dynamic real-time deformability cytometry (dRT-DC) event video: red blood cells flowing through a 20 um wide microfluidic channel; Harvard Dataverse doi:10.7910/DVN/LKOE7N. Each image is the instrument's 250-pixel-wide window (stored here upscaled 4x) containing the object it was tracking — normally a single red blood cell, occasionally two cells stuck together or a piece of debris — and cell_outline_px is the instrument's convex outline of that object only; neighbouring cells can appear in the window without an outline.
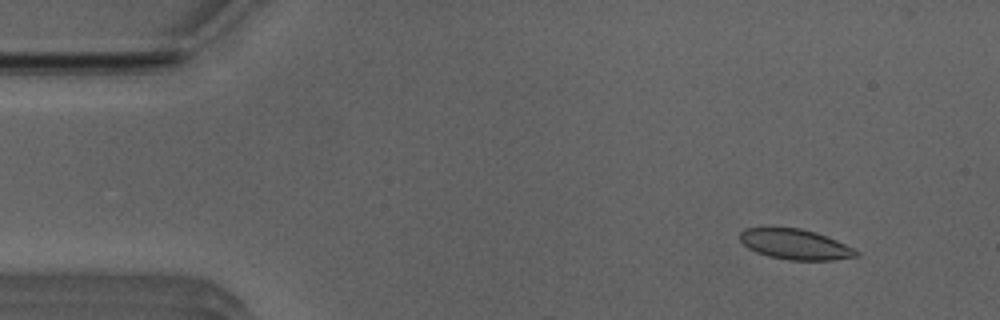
{"species": "Egyptian fruit bat (a non-hibernating species)", "species_latin": "Rousettus aegyptiacus", "temperature_condition": "room temperature", "stored_images_in_passage": 53, "camera_frame_rate_fps": 3000, "um_per_image_px": 0.085, "animal": {"sex": "male"}, "frame": {"image": 1, "passage_image": 5, "time_ms": 1.333, "image_size_px": [1000, 320], "cell_outline_px": [[860, 256], [832, 260], [788, 260], [768, 256], [756, 252], [748, 248], [740, 240], [740, 232], [744, 228], [800, 228], [816, 232], [836, 240], [860, 252]], "centroid_in_image_um": [67.59, 20.77], "position_along_channel_um": 17.4, "area_um2": 20.46}}
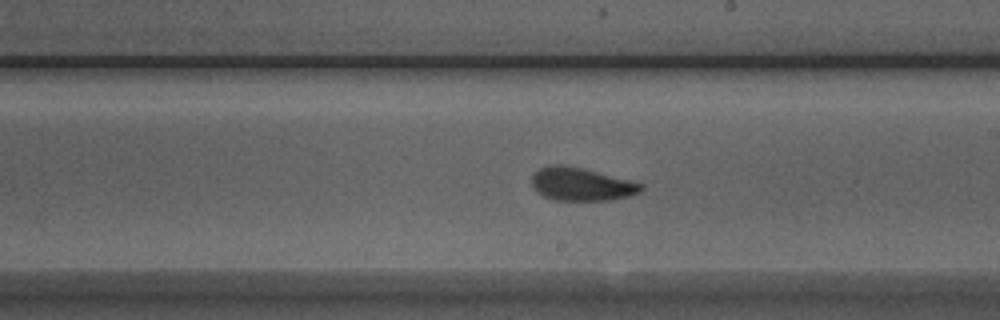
{"frame": {"image": 2, "passage_image": 29, "time_ms": 9.333, "image_size_px": [1000, 320], "cell_outline_px": [[644, 188], [640, 192], [628, 196], [608, 200], [552, 200], [536, 192], [532, 184], [532, 176], [540, 168], [552, 164], [560, 164], [580, 168], [644, 184]], "centroid_in_image_um": [49.38, 15.67], "position_along_channel_um": 239.6, "area_um2": 20.75}}
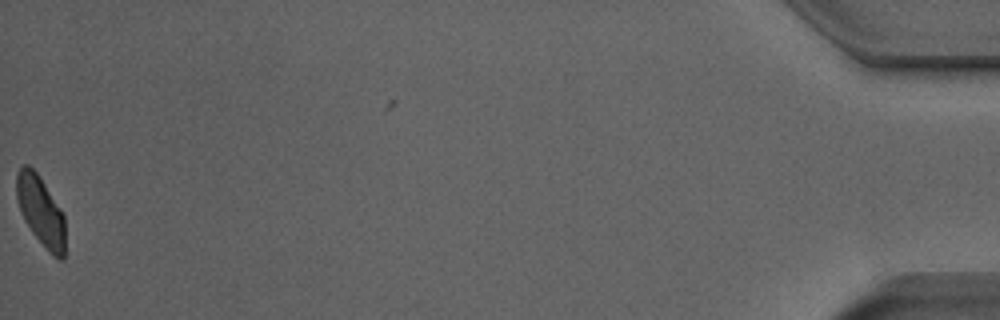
{"frame": {"image": 3, "passage_image": 52, "time_ms": 17.0, "image_size_px": [1000, 320], "cell_outline_px": [[64, 260], [60, 260], [52, 256], [48, 252], [32, 232], [24, 220], [16, 196], [16, 172], [24, 164], [28, 164], [36, 172], [60, 208], [64, 216]], "centroid_in_image_um": [3.45, 17.95], "position_along_channel_um": 431.7, "area_um2": 19.59}, "authors_computed_cell_mechanics": {"area_um2": 21.0392, "velocity_mm_per_s": 3.9044, "shape_relaxation_time_tau1_ms": 4.0336, "shape_relaxation_time_tau2_ms": 1.8102, "deformation_change_tau1": 0.1208, "deformation_change_tau2": 0.055}}